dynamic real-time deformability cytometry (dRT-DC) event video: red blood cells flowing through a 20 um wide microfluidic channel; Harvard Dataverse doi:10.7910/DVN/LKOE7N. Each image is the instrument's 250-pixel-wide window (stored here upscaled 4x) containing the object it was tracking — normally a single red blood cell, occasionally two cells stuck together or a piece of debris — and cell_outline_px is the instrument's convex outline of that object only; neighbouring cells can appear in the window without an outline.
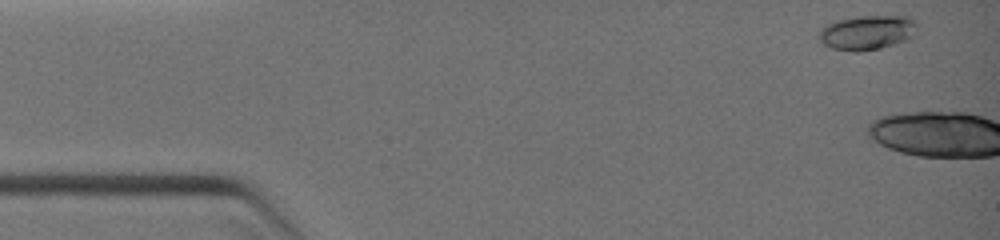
{"species": "common noctule bat (a hibernating species)", "species_latin": "Nyctalus noctula", "temperature_condition": "warm", "stored_images_in_passage": 9, "camera_frame_rate_fps": 3000, "um_per_image_px": 0.085, "animal": {"sex": "female", "body_mass_g": 19.0, "forearm_length_mm": 51.5}, "frame": {"image": 1, "passage_image": 1, "time_ms": 0.0, "image_size_px": [1000, 240], "cell_outline_px": [[916, 24], [912, 36], [904, 40], [880, 48], [856, 52], [832, 48], [824, 44], [816, 36], [816, 32], [820, 28], [836, 20], [860, 16], [908, 16], [916, 20]], "centroid_in_image_um": [73.64, 2.75], "position_along_channel_um": 11.4, "area_um2": 19.65}}